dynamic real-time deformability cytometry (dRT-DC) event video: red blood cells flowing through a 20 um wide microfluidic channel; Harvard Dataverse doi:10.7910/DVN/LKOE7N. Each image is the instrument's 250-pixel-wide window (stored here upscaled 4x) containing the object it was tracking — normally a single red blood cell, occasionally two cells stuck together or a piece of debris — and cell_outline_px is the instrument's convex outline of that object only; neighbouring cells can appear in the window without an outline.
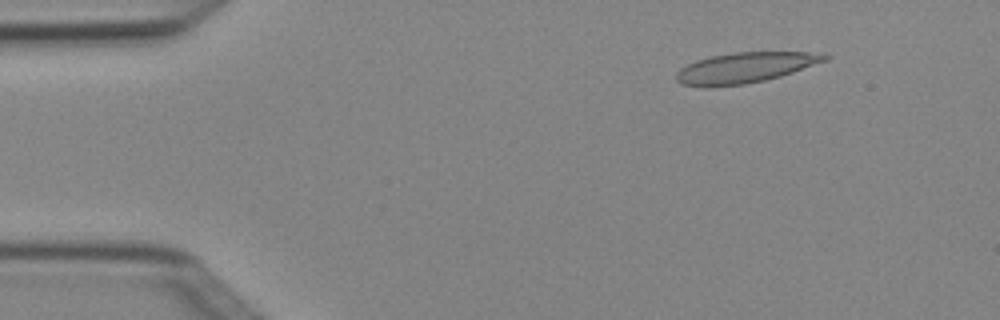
{"species": "Egyptian fruit bat (a non-hibernating species)", "species_latin": "Rousettus aegyptiacus", "temperature_condition": "cold", "stored_images_in_passage": 4, "camera_frame_rate_fps": 3000, "um_per_image_px": 0.085, "animal": {"sex": "female"}, "frame": {"image": 1, "passage_image": 1, "time_ms": 0.0, "image_size_px": [1000, 320], "cell_outline_px": [[832, 56], [828, 60], [780, 76], [764, 80], [744, 84], [704, 88], [680, 84], [676, 80], [676, 72], [680, 68], [696, 60], [712, 56], [732, 52], [824, 52]], "centroid_in_image_um": [63.33, 5.75], "position_along_channel_um": 21.7, "area_um2": 26.65}}
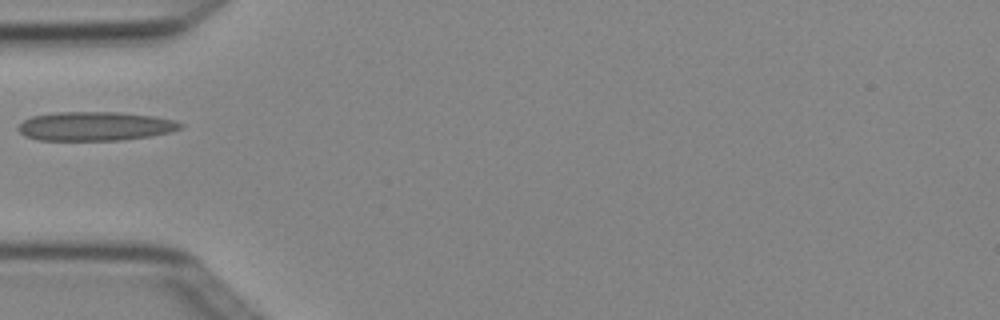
{"frame": {"image": 2, "passage_image": 4, "time_ms": 1.0, "image_size_px": [1000, 320], "cell_outline_px": [[184, 128], [152, 136], [120, 140], [36, 140], [24, 136], [16, 128], [24, 120], [32, 116], [56, 112], [120, 112], [156, 116], [176, 120], [184, 124]], "centroid_in_image_um": [8.11, 10.72], "position_along_channel_um": 76.9, "area_um2": 27.69}}